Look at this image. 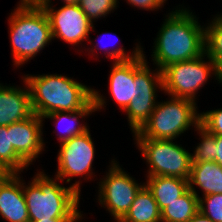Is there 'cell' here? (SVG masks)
<instances>
[{
	"mask_svg": "<svg viewBox=\"0 0 222 222\" xmlns=\"http://www.w3.org/2000/svg\"><path fill=\"white\" fill-rule=\"evenodd\" d=\"M184 5L176 4L163 14L162 25L153 39L149 59L161 71L170 64L191 60L204 53V22L199 21V14L197 16L191 7Z\"/></svg>",
	"mask_w": 222,
	"mask_h": 222,
	"instance_id": "cell-1",
	"label": "cell"
},
{
	"mask_svg": "<svg viewBox=\"0 0 222 222\" xmlns=\"http://www.w3.org/2000/svg\"><path fill=\"white\" fill-rule=\"evenodd\" d=\"M142 46V53L128 61L111 62L108 72V97L97 89L93 88V101L96 113L105 112L109 105L110 97L123 113L135 96H160L163 94L162 71L147 59L145 49ZM108 98V99H107ZM108 103V104H107Z\"/></svg>",
	"mask_w": 222,
	"mask_h": 222,
	"instance_id": "cell-2",
	"label": "cell"
},
{
	"mask_svg": "<svg viewBox=\"0 0 222 222\" xmlns=\"http://www.w3.org/2000/svg\"><path fill=\"white\" fill-rule=\"evenodd\" d=\"M36 171L28 181L23 179L22 174L29 220L87 219L86 213L80 209L83 195L55 175H48L42 168Z\"/></svg>",
	"mask_w": 222,
	"mask_h": 222,
	"instance_id": "cell-3",
	"label": "cell"
},
{
	"mask_svg": "<svg viewBox=\"0 0 222 222\" xmlns=\"http://www.w3.org/2000/svg\"><path fill=\"white\" fill-rule=\"evenodd\" d=\"M8 15L12 66L18 70L53 43L52 31L46 12L35 0H19Z\"/></svg>",
	"mask_w": 222,
	"mask_h": 222,
	"instance_id": "cell-4",
	"label": "cell"
},
{
	"mask_svg": "<svg viewBox=\"0 0 222 222\" xmlns=\"http://www.w3.org/2000/svg\"><path fill=\"white\" fill-rule=\"evenodd\" d=\"M31 99L33 112L44 117L52 112L85 109L93 101V88L68 74H22Z\"/></svg>",
	"mask_w": 222,
	"mask_h": 222,
	"instance_id": "cell-5",
	"label": "cell"
},
{
	"mask_svg": "<svg viewBox=\"0 0 222 222\" xmlns=\"http://www.w3.org/2000/svg\"><path fill=\"white\" fill-rule=\"evenodd\" d=\"M165 99H158L149 119L132 134L133 138L178 140L186 132L196 130L200 125L198 104L169 95Z\"/></svg>",
	"mask_w": 222,
	"mask_h": 222,
	"instance_id": "cell-6",
	"label": "cell"
},
{
	"mask_svg": "<svg viewBox=\"0 0 222 222\" xmlns=\"http://www.w3.org/2000/svg\"><path fill=\"white\" fill-rule=\"evenodd\" d=\"M136 150L147 166L145 177L170 176L189 179L192 156L180 140L133 138ZM146 162V163H145Z\"/></svg>",
	"mask_w": 222,
	"mask_h": 222,
	"instance_id": "cell-7",
	"label": "cell"
},
{
	"mask_svg": "<svg viewBox=\"0 0 222 222\" xmlns=\"http://www.w3.org/2000/svg\"><path fill=\"white\" fill-rule=\"evenodd\" d=\"M91 134L89 129L81 135L63 141L59 144L57 151L56 173L54 171V175L63 183L74 188L80 195L83 180L86 183L93 181V179L98 180L97 171L95 172L96 169H94V159L97 154L96 143L93 142L94 137L92 138Z\"/></svg>",
	"mask_w": 222,
	"mask_h": 222,
	"instance_id": "cell-8",
	"label": "cell"
},
{
	"mask_svg": "<svg viewBox=\"0 0 222 222\" xmlns=\"http://www.w3.org/2000/svg\"><path fill=\"white\" fill-rule=\"evenodd\" d=\"M213 77V78H212ZM217 82V65L205 54L162 70L163 95L190 99L198 104L200 91L210 80Z\"/></svg>",
	"mask_w": 222,
	"mask_h": 222,
	"instance_id": "cell-9",
	"label": "cell"
},
{
	"mask_svg": "<svg viewBox=\"0 0 222 222\" xmlns=\"http://www.w3.org/2000/svg\"><path fill=\"white\" fill-rule=\"evenodd\" d=\"M121 165V166H120ZM120 164L117 158L112 157L106 171L96 182L95 203L105 208L112 221L119 222L128 212L139 190L145 185Z\"/></svg>",
	"mask_w": 222,
	"mask_h": 222,
	"instance_id": "cell-10",
	"label": "cell"
},
{
	"mask_svg": "<svg viewBox=\"0 0 222 222\" xmlns=\"http://www.w3.org/2000/svg\"><path fill=\"white\" fill-rule=\"evenodd\" d=\"M40 5L46 12L53 41H63L71 45L77 54H81L86 47L89 36L96 31L93 24L78 4L69 5ZM80 51V52H79Z\"/></svg>",
	"mask_w": 222,
	"mask_h": 222,
	"instance_id": "cell-11",
	"label": "cell"
},
{
	"mask_svg": "<svg viewBox=\"0 0 222 222\" xmlns=\"http://www.w3.org/2000/svg\"><path fill=\"white\" fill-rule=\"evenodd\" d=\"M43 118L35 113L26 120L10 125L11 144L15 152L31 167L46 148ZM44 129V130H43Z\"/></svg>",
	"mask_w": 222,
	"mask_h": 222,
	"instance_id": "cell-12",
	"label": "cell"
},
{
	"mask_svg": "<svg viewBox=\"0 0 222 222\" xmlns=\"http://www.w3.org/2000/svg\"><path fill=\"white\" fill-rule=\"evenodd\" d=\"M20 78L22 86L0 81V126H9L34 114L28 86Z\"/></svg>",
	"mask_w": 222,
	"mask_h": 222,
	"instance_id": "cell-13",
	"label": "cell"
},
{
	"mask_svg": "<svg viewBox=\"0 0 222 222\" xmlns=\"http://www.w3.org/2000/svg\"><path fill=\"white\" fill-rule=\"evenodd\" d=\"M0 218L4 222L29 221L22 188V173H5L0 178Z\"/></svg>",
	"mask_w": 222,
	"mask_h": 222,
	"instance_id": "cell-14",
	"label": "cell"
},
{
	"mask_svg": "<svg viewBox=\"0 0 222 222\" xmlns=\"http://www.w3.org/2000/svg\"><path fill=\"white\" fill-rule=\"evenodd\" d=\"M97 36H98V38H97ZM97 36L95 38L97 41L94 38H92V36H89L87 45L82 52L86 56H89L87 58H93L92 60H94V59L96 61L99 60L100 59L99 56L101 55V57L102 56L104 57V60L108 59V60H110V62L128 61V60L138 57L142 53V45L143 44L140 42L139 39H137V41L134 43L135 44L134 47L127 51L126 47H123L124 46L123 44H121V45L119 44V43H122L121 42L122 39H119V37H117V35L115 33L112 34L111 31L110 32L105 31V33L97 34ZM112 37H114V39H115V44H114V40ZM116 38H117V40H116ZM105 39L108 40V42ZM118 40H119V43H118Z\"/></svg>",
	"mask_w": 222,
	"mask_h": 222,
	"instance_id": "cell-15",
	"label": "cell"
},
{
	"mask_svg": "<svg viewBox=\"0 0 222 222\" xmlns=\"http://www.w3.org/2000/svg\"><path fill=\"white\" fill-rule=\"evenodd\" d=\"M93 114H96L94 101L83 110L52 112L43 117V122H46L45 119L51 120L50 122L53 121L54 126H56L52 133L55 134L53 136H55V139H58L57 143L59 142L58 144H60L88 131L90 126L87 119L92 117Z\"/></svg>",
	"mask_w": 222,
	"mask_h": 222,
	"instance_id": "cell-16",
	"label": "cell"
},
{
	"mask_svg": "<svg viewBox=\"0 0 222 222\" xmlns=\"http://www.w3.org/2000/svg\"><path fill=\"white\" fill-rule=\"evenodd\" d=\"M188 185L198 198L222 194V167L215 161L191 163Z\"/></svg>",
	"mask_w": 222,
	"mask_h": 222,
	"instance_id": "cell-17",
	"label": "cell"
},
{
	"mask_svg": "<svg viewBox=\"0 0 222 222\" xmlns=\"http://www.w3.org/2000/svg\"><path fill=\"white\" fill-rule=\"evenodd\" d=\"M145 185L152 192L160 210L189 189L188 180L170 176L145 177Z\"/></svg>",
	"mask_w": 222,
	"mask_h": 222,
	"instance_id": "cell-18",
	"label": "cell"
},
{
	"mask_svg": "<svg viewBox=\"0 0 222 222\" xmlns=\"http://www.w3.org/2000/svg\"><path fill=\"white\" fill-rule=\"evenodd\" d=\"M119 222H161V210L146 185L139 190L128 212Z\"/></svg>",
	"mask_w": 222,
	"mask_h": 222,
	"instance_id": "cell-19",
	"label": "cell"
},
{
	"mask_svg": "<svg viewBox=\"0 0 222 222\" xmlns=\"http://www.w3.org/2000/svg\"><path fill=\"white\" fill-rule=\"evenodd\" d=\"M197 212L198 197L188 189L181 197L161 210V222H188Z\"/></svg>",
	"mask_w": 222,
	"mask_h": 222,
	"instance_id": "cell-20",
	"label": "cell"
},
{
	"mask_svg": "<svg viewBox=\"0 0 222 222\" xmlns=\"http://www.w3.org/2000/svg\"><path fill=\"white\" fill-rule=\"evenodd\" d=\"M158 97L162 96H135L126 110L127 124L131 134L137 132L149 119L158 102Z\"/></svg>",
	"mask_w": 222,
	"mask_h": 222,
	"instance_id": "cell-21",
	"label": "cell"
},
{
	"mask_svg": "<svg viewBox=\"0 0 222 222\" xmlns=\"http://www.w3.org/2000/svg\"><path fill=\"white\" fill-rule=\"evenodd\" d=\"M27 169L30 170V166L15 152L11 144L10 125L0 126V171L24 174Z\"/></svg>",
	"mask_w": 222,
	"mask_h": 222,
	"instance_id": "cell-22",
	"label": "cell"
},
{
	"mask_svg": "<svg viewBox=\"0 0 222 222\" xmlns=\"http://www.w3.org/2000/svg\"><path fill=\"white\" fill-rule=\"evenodd\" d=\"M211 16L204 24V53L218 65L222 61V15Z\"/></svg>",
	"mask_w": 222,
	"mask_h": 222,
	"instance_id": "cell-23",
	"label": "cell"
},
{
	"mask_svg": "<svg viewBox=\"0 0 222 222\" xmlns=\"http://www.w3.org/2000/svg\"><path fill=\"white\" fill-rule=\"evenodd\" d=\"M192 132L196 133L194 136H199L196 139L200 141L195 144L193 150L191 149L192 163L215 161L216 135L209 133L200 125Z\"/></svg>",
	"mask_w": 222,
	"mask_h": 222,
	"instance_id": "cell-24",
	"label": "cell"
},
{
	"mask_svg": "<svg viewBox=\"0 0 222 222\" xmlns=\"http://www.w3.org/2000/svg\"><path fill=\"white\" fill-rule=\"evenodd\" d=\"M79 7L93 23L106 19L119 8V0H79Z\"/></svg>",
	"mask_w": 222,
	"mask_h": 222,
	"instance_id": "cell-25",
	"label": "cell"
},
{
	"mask_svg": "<svg viewBox=\"0 0 222 222\" xmlns=\"http://www.w3.org/2000/svg\"><path fill=\"white\" fill-rule=\"evenodd\" d=\"M199 212L214 222H222V194H209L198 198Z\"/></svg>",
	"mask_w": 222,
	"mask_h": 222,
	"instance_id": "cell-26",
	"label": "cell"
},
{
	"mask_svg": "<svg viewBox=\"0 0 222 222\" xmlns=\"http://www.w3.org/2000/svg\"><path fill=\"white\" fill-rule=\"evenodd\" d=\"M200 126L213 135L222 136V107L200 112Z\"/></svg>",
	"mask_w": 222,
	"mask_h": 222,
	"instance_id": "cell-27",
	"label": "cell"
},
{
	"mask_svg": "<svg viewBox=\"0 0 222 222\" xmlns=\"http://www.w3.org/2000/svg\"><path fill=\"white\" fill-rule=\"evenodd\" d=\"M124 2L135 10L137 8V10H145L153 13H158V11L163 12L166 4L163 0H124Z\"/></svg>",
	"mask_w": 222,
	"mask_h": 222,
	"instance_id": "cell-28",
	"label": "cell"
},
{
	"mask_svg": "<svg viewBox=\"0 0 222 222\" xmlns=\"http://www.w3.org/2000/svg\"><path fill=\"white\" fill-rule=\"evenodd\" d=\"M215 162L222 167V136L216 135Z\"/></svg>",
	"mask_w": 222,
	"mask_h": 222,
	"instance_id": "cell-29",
	"label": "cell"
},
{
	"mask_svg": "<svg viewBox=\"0 0 222 222\" xmlns=\"http://www.w3.org/2000/svg\"><path fill=\"white\" fill-rule=\"evenodd\" d=\"M39 5H54L56 0H35ZM55 1V2H54ZM60 5L78 4L79 0H57ZM60 1V3H59Z\"/></svg>",
	"mask_w": 222,
	"mask_h": 222,
	"instance_id": "cell-30",
	"label": "cell"
},
{
	"mask_svg": "<svg viewBox=\"0 0 222 222\" xmlns=\"http://www.w3.org/2000/svg\"><path fill=\"white\" fill-rule=\"evenodd\" d=\"M188 222H214L200 212H197Z\"/></svg>",
	"mask_w": 222,
	"mask_h": 222,
	"instance_id": "cell-31",
	"label": "cell"
},
{
	"mask_svg": "<svg viewBox=\"0 0 222 222\" xmlns=\"http://www.w3.org/2000/svg\"><path fill=\"white\" fill-rule=\"evenodd\" d=\"M85 219H52V220H29L28 222H84Z\"/></svg>",
	"mask_w": 222,
	"mask_h": 222,
	"instance_id": "cell-32",
	"label": "cell"
},
{
	"mask_svg": "<svg viewBox=\"0 0 222 222\" xmlns=\"http://www.w3.org/2000/svg\"><path fill=\"white\" fill-rule=\"evenodd\" d=\"M215 84L222 86V61L217 65V82Z\"/></svg>",
	"mask_w": 222,
	"mask_h": 222,
	"instance_id": "cell-33",
	"label": "cell"
},
{
	"mask_svg": "<svg viewBox=\"0 0 222 222\" xmlns=\"http://www.w3.org/2000/svg\"><path fill=\"white\" fill-rule=\"evenodd\" d=\"M216 14H217V15H222V12H221V11H220V12L218 11V13H216Z\"/></svg>",
	"mask_w": 222,
	"mask_h": 222,
	"instance_id": "cell-34",
	"label": "cell"
}]
</instances>
